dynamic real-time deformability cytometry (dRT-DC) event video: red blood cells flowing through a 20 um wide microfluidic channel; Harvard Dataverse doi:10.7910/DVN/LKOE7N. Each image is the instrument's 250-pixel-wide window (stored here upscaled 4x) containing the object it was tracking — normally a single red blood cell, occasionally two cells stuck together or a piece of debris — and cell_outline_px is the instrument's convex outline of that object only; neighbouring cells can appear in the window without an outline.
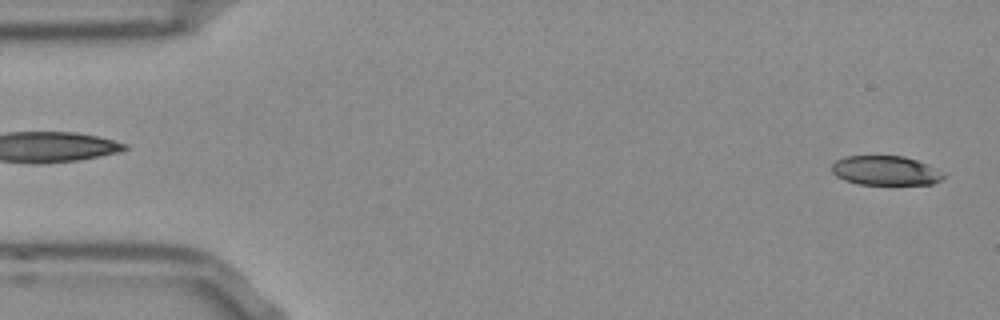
{"species": "Egyptian fruit bat (a non-hibernating species)", "species_latin": "Rousettus aegyptiacus", "temperature_condition": "room temperature", "stored_images_in_passage": 51, "camera_frame_rate_fps": 3000, "um_per_image_px": 0.085, "frame": {"image": 1, "passage_image": 1, "time_ms": 0.0, "image_size_px": [1000, 320], "cell_outline_px": [[944, 176], [940, 180], [932, 184], [860, 184], [844, 180], [836, 176], [832, 172], [832, 164], [836, 160], [844, 156], [904, 156], [916, 160], [932, 168]], "centroid_in_image_um": [75.17, 14.5], "position_along_channel_um": 9.8, "area_um2": 18.73}}
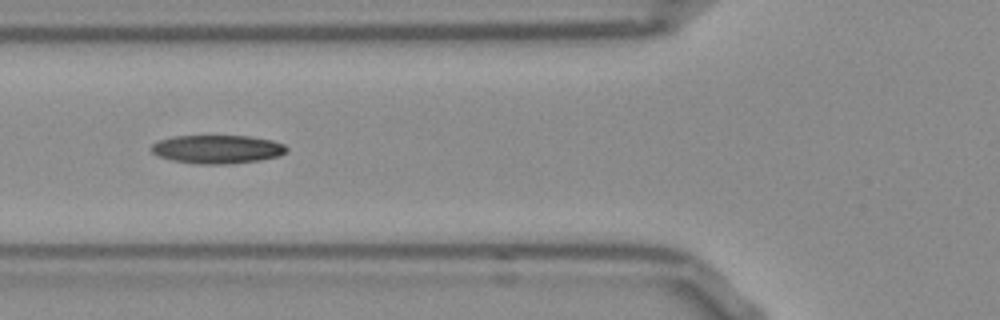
{"frame": {"image": 2, "passage_image": 18, "time_ms": 5.667, "image_size_px": [1000, 320], "cell_outline_px": [[288, 148], [280, 156], [260, 160], [232, 164], [200, 164], [172, 160], [160, 156], [152, 152], [152, 144], [156, 140], [172, 136], [248, 136], [272, 140], [284, 144]], "centroid_in_image_um": [18.47, 12.68], "position_along_channel_um": 107.3, "area_um2": 22.48}}
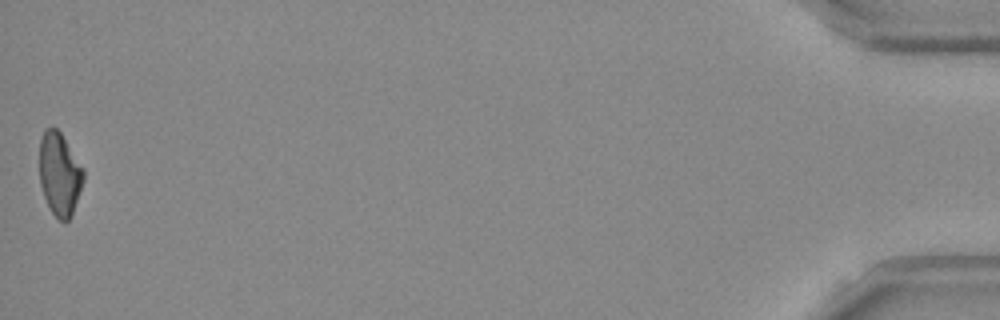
{"frame": {"image": 3, "passage_image": 51, "time_ms": 16.667, "image_size_px": [1000, 320], "cell_outline_px": [[84, 180], [72, 212], [68, 220], [64, 224], [52, 212], [44, 196], [40, 184], [40, 136], [44, 128], [56, 128], [60, 132], [84, 172]], "centroid_in_image_um": [5.04, 14.79], "position_along_channel_um": 430.2, "area_um2": 20.81}, "authors_computed_cell_mechanics": {"area_um2": 21.7328, "velocity_mm_per_s": 3.8619, "shape_relaxation_time_tau1_ms": 6.1802, "shape_relaxation_time_tau2_ms": null, "deformation_change_tau1": 0.19, "deformation_change_tau2": null}}